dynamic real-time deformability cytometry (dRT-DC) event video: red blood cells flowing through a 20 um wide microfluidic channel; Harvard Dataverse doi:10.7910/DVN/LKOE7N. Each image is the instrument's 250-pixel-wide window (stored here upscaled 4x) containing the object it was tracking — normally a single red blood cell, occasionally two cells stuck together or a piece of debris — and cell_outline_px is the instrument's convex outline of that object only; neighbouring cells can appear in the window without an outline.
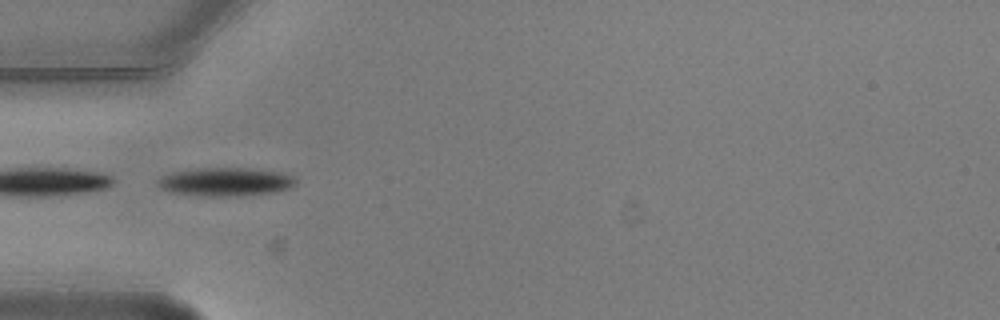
{"species": "common noctule bat (a hibernating species)", "species_latin": "Nyctalus noctula", "temperature_condition": "warm", "stored_images_in_passage": 10, "camera_frame_rate_fps": 3000, "um_per_image_px": 0.085, "animal": {"sex": "male", "body_mass_g": 20.5, "forearm_length_mm": 52.5}, "frame": {"image": 1, "passage_image": 1, "time_ms": 0.0, "image_size_px": [1000, 320], "cell_outline_px": [[296, 184], [288, 188], [276, 192], [240, 196], [200, 196], [168, 192], [160, 188], [156, 184], [156, 180], [160, 176], [172, 172], [192, 168], [248, 168], [280, 172], [296, 176]], "centroid_in_image_um": [19.13, 15.45], "position_along_channel_um": 65.9, "area_um2": 23.35}}
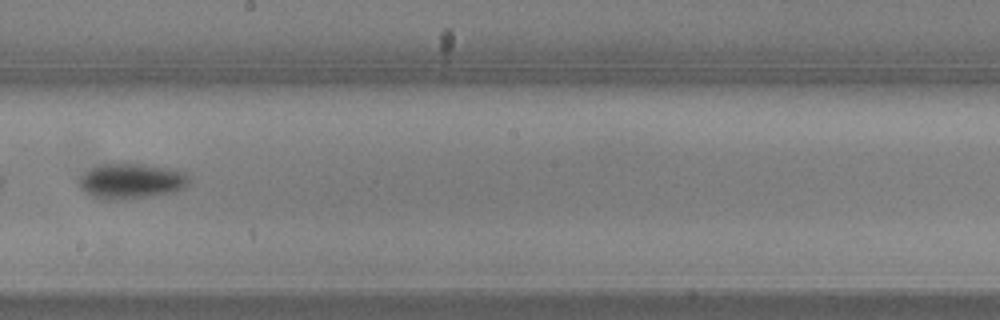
{"frame": {"image": 2, "passage_image": 5, "time_ms": 1.333, "image_size_px": [1000, 320], "cell_outline_px": [[188, 184], [172, 192], [116, 200], [100, 200], [88, 196], [80, 188], [76, 180], [80, 176], [92, 168], [100, 164], [120, 160], [176, 168], [184, 172], [188, 176]], "centroid_in_image_um": [11.07, 15.34], "position_along_channel_um": 237.1, "area_um2": 23.47}}
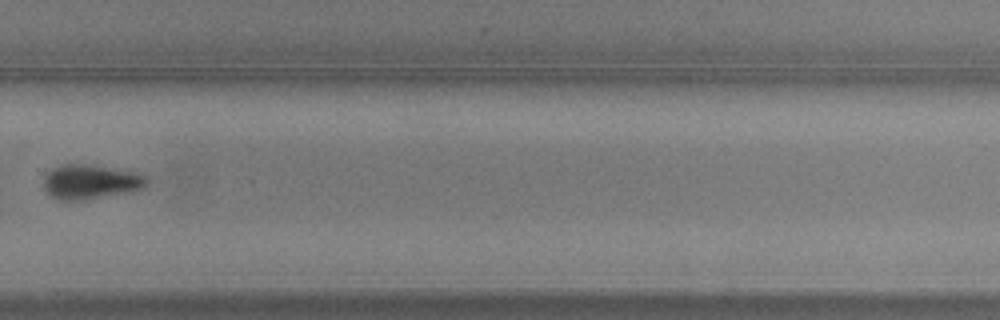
{"frame": {"image": 3, "passage_image": 7, "time_ms": 2.0, "image_size_px": [1000, 320], "cell_outline_px": [[148, 184], [140, 188], [80, 200], [60, 200], [52, 196], [44, 188], [44, 180], [48, 172], [52, 168], [64, 164], [88, 164], [136, 172], [148, 176]], "centroid_in_image_um": [7.67, 15.42], "position_along_channel_um": 322.1, "area_um2": 20.11}}